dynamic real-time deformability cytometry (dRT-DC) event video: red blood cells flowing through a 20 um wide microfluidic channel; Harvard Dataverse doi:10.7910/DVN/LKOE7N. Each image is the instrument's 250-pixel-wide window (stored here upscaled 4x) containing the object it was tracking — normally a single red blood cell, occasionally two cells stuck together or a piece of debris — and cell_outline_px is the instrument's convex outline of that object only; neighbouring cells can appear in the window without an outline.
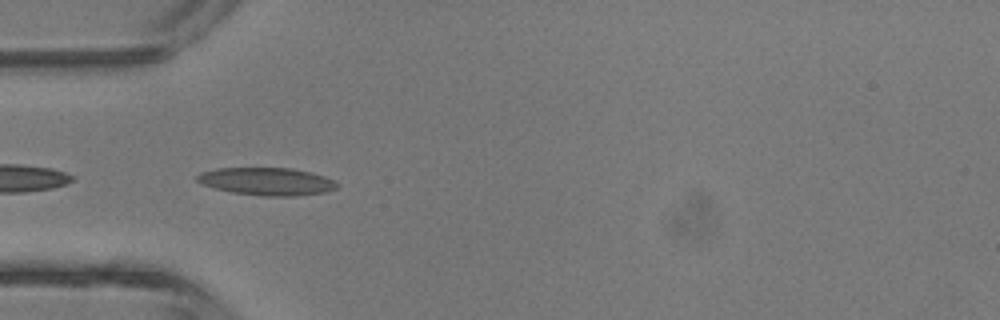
{"species": "common noctule bat (a hibernating species)", "species_latin": "Nyctalus noctula", "temperature_condition": "room temperature", "stored_images_in_passage": 15, "camera_frame_rate_fps": 3000, "um_per_image_px": 0.085, "animal": {"sex": "male", "body_mass_g": 13.3}, "frame": {"image": 1, "passage_image": 12, "time_ms": 3.667, "image_size_px": [1000, 320], "cell_outline_px": [[340, 184], [336, 188], [328, 192], [292, 196], [264, 196], [232, 192], [216, 188], [204, 184], [196, 180], [196, 176], [200, 172], [216, 168], [292, 168], [312, 172], [324, 176]], "centroid_in_image_um": [22.71, 15.41], "position_along_channel_um": 62.3, "area_um2": 22.54}}